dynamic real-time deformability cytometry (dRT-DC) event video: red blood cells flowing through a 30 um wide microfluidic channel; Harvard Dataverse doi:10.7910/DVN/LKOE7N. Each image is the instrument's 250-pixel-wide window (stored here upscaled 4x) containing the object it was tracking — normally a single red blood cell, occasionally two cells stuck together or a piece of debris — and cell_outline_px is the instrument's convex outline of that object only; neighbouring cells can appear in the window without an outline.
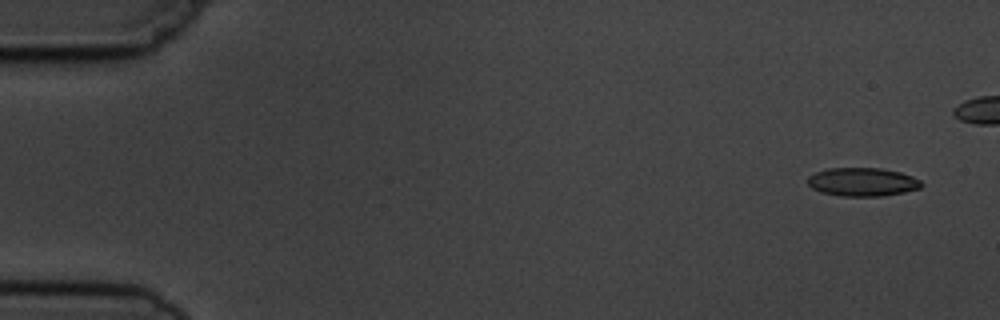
{"species": "common noctule bat (a hibernating species)", "species_latin": "Nyctalus noctula", "temperature_condition": "cold", "stored_images_in_passage": 5, "camera_frame_rate_fps": 3000, "um_per_image_px": 0.085, "animal": {"sex": "male", "body_mass_g": 19.5, "forearm_length_mm": 54.6}, "frame": {"image": 1, "passage_image": 1, "time_ms": 0.0, "image_size_px": [1000, 320], "cell_outline_px": [[924, 184], [920, 188], [904, 192], [884, 196], [840, 196], [820, 192], [812, 188], [808, 184], [808, 176], [816, 172], [828, 168], [880, 168], [900, 172], [912, 176], [920, 180]], "centroid_in_image_um": [73.31, 15.47], "position_along_channel_um": 11.7, "area_um2": 18.96}}